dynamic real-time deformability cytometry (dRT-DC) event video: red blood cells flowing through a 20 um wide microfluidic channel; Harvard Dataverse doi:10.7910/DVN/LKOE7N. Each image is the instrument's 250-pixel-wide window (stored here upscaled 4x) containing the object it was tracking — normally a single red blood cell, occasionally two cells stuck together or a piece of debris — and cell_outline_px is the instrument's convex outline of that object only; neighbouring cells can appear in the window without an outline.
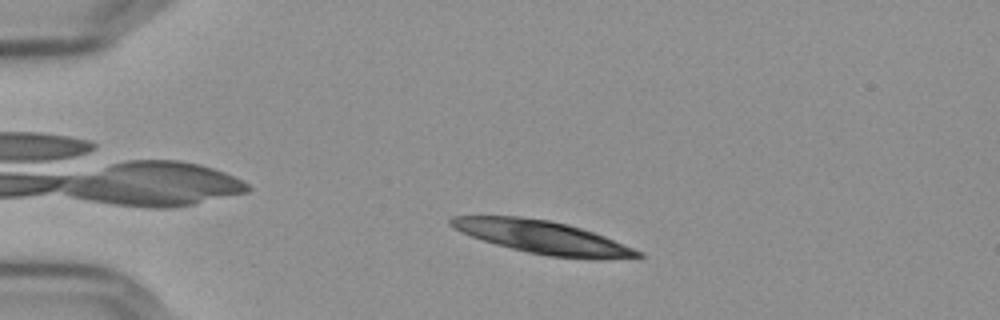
{"species": "Egyptian fruit bat (a non-hibernating species)", "species_latin": "Rousettus aegyptiacus", "temperature_condition": "cold", "stored_images_in_passage": 49, "camera_frame_rate_fps": 3000, "um_per_image_px": 0.085, "frame": {"image": 1, "passage_image": 6, "time_ms": 1.667, "image_size_px": [1000, 320], "cell_outline_px": [[644, 256], [604, 260], [588, 260], [548, 256], [528, 252], [496, 244], [460, 232], [448, 224], [448, 220], [452, 216], [520, 216], [548, 220], [568, 224], [604, 236], [644, 252]], "centroid_in_image_um": [46.17, 20.18], "position_along_channel_um": 38.8, "area_um2": 35.95}}
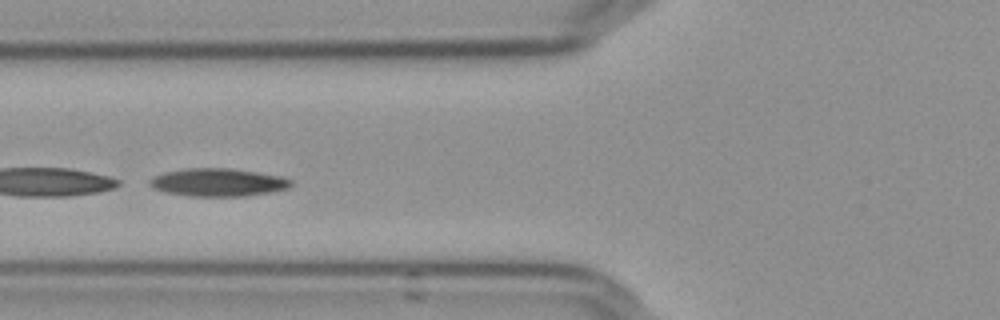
{"frame": {"image": 2, "passage_image": 16, "time_ms": 5.0, "image_size_px": [1000, 320], "cell_outline_px": [[292, 184], [288, 188], [268, 192], [244, 196], [188, 196], [164, 192], [152, 188], [148, 184], [148, 180], [156, 176], [168, 172], [188, 168], [228, 168], [284, 176], [292, 180]], "centroid_in_image_um": [18.53, 15.5], "position_along_channel_um": 107.3, "area_um2": 22.89}, "authors_computed_cell_mechanics": {"area_um2": 23.698, "velocity_mm_per_s": 3.59, "shape_relaxation_time_tau1_ms": 7.4095, "shape_relaxation_time_tau2_ms": 6.519, "deformation_change_tau1": 0.1282, "deformation_change_tau2": 0.1194}}